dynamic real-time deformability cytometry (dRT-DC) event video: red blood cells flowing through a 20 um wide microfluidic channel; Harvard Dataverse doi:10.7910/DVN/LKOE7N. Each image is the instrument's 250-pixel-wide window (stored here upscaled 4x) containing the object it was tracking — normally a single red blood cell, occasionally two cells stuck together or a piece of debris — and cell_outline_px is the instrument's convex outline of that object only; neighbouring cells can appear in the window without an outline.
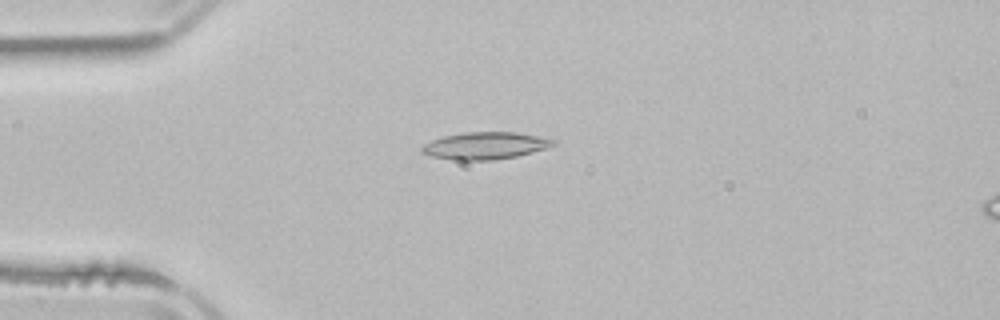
{"species": "common noctule bat (a hibernating species)", "species_latin": "Nyctalus noctula", "temperature_condition": "room temperature", "stored_images_in_passage": 5, "segment_of_instrument_passage": [1, 2], "camera_frame_rate_fps": 3000, "um_per_image_px": 0.085, "animal": {"sex": "male", "body_mass_g": 21.5, "forearm_length_mm": 52.0}, "frame": {"image": 1, "passage_image": 4, "time_ms": 3.667, "image_size_px": [1000, 320], "cell_outline_px": [[560, 140], [556, 144], [548, 148], [516, 156], [492, 160], [456, 160], [432, 156], [420, 152], [420, 148], [424, 144], [432, 140], [444, 136], [464, 132], [516, 132]], "centroid_in_image_um": [41.28, 12.37], "position_along_channel_um": 43.7, "area_um2": 20.87}}